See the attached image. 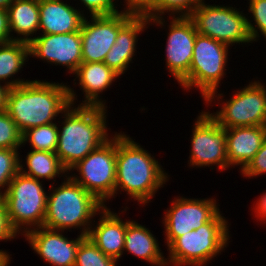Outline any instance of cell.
<instances>
[{"label":"cell","mask_w":266,"mask_h":266,"mask_svg":"<svg viewBox=\"0 0 266 266\" xmlns=\"http://www.w3.org/2000/svg\"><path fill=\"white\" fill-rule=\"evenodd\" d=\"M29 43L13 40L0 44V82L10 88L20 86L30 80L16 78V75L29 60ZM13 77V78H12ZM11 80H10V79ZM13 79V80H12Z\"/></svg>","instance_id":"cb8c5ba5"},{"label":"cell","mask_w":266,"mask_h":266,"mask_svg":"<svg viewBox=\"0 0 266 266\" xmlns=\"http://www.w3.org/2000/svg\"><path fill=\"white\" fill-rule=\"evenodd\" d=\"M234 92L220 103L221 110L209 115L223 128L266 126V86L255 80Z\"/></svg>","instance_id":"30bf717a"},{"label":"cell","mask_w":266,"mask_h":266,"mask_svg":"<svg viewBox=\"0 0 266 266\" xmlns=\"http://www.w3.org/2000/svg\"><path fill=\"white\" fill-rule=\"evenodd\" d=\"M170 25L166 45V68L179 83L188 73L197 36L196 27L189 16L169 17Z\"/></svg>","instance_id":"9a60e30c"},{"label":"cell","mask_w":266,"mask_h":266,"mask_svg":"<svg viewBox=\"0 0 266 266\" xmlns=\"http://www.w3.org/2000/svg\"><path fill=\"white\" fill-rule=\"evenodd\" d=\"M54 184L49 186L52 192L47 195L43 227L61 231L78 228L87 236L93 217L100 215L105 205L69 175L58 187Z\"/></svg>","instance_id":"277c9868"},{"label":"cell","mask_w":266,"mask_h":266,"mask_svg":"<svg viewBox=\"0 0 266 266\" xmlns=\"http://www.w3.org/2000/svg\"><path fill=\"white\" fill-rule=\"evenodd\" d=\"M42 185V181L19 171L1 196L10 225L18 235L44 225L48 192Z\"/></svg>","instance_id":"52a82bcc"},{"label":"cell","mask_w":266,"mask_h":266,"mask_svg":"<svg viewBox=\"0 0 266 266\" xmlns=\"http://www.w3.org/2000/svg\"><path fill=\"white\" fill-rule=\"evenodd\" d=\"M169 175L148 151L125 133H116V182L114 198L120 191L143 206L168 182Z\"/></svg>","instance_id":"7a4b0ae2"},{"label":"cell","mask_w":266,"mask_h":266,"mask_svg":"<svg viewBox=\"0 0 266 266\" xmlns=\"http://www.w3.org/2000/svg\"><path fill=\"white\" fill-rule=\"evenodd\" d=\"M20 161L19 171L29 177L37 180L47 179L56 181V176L64 174V178L70 173L63 167L55 152L32 150L27 152L25 157L26 167ZM67 173V174H66Z\"/></svg>","instance_id":"d4e9b609"},{"label":"cell","mask_w":266,"mask_h":266,"mask_svg":"<svg viewBox=\"0 0 266 266\" xmlns=\"http://www.w3.org/2000/svg\"><path fill=\"white\" fill-rule=\"evenodd\" d=\"M7 11L12 40L30 43L39 31V0H13Z\"/></svg>","instance_id":"603a6c76"},{"label":"cell","mask_w":266,"mask_h":266,"mask_svg":"<svg viewBox=\"0 0 266 266\" xmlns=\"http://www.w3.org/2000/svg\"><path fill=\"white\" fill-rule=\"evenodd\" d=\"M63 232L42 226L29 230L23 236L44 262L52 266H75L79 243L85 236L79 234L76 239L70 240L62 235Z\"/></svg>","instance_id":"2e32d148"},{"label":"cell","mask_w":266,"mask_h":266,"mask_svg":"<svg viewBox=\"0 0 266 266\" xmlns=\"http://www.w3.org/2000/svg\"><path fill=\"white\" fill-rule=\"evenodd\" d=\"M248 12L253 20L247 19V25L252 42L257 41L261 35L266 39V0H248ZM257 28V29H256ZM260 32V33H259Z\"/></svg>","instance_id":"4dcf8cb0"},{"label":"cell","mask_w":266,"mask_h":266,"mask_svg":"<svg viewBox=\"0 0 266 266\" xmlns=\"http://www.w3.org/2000/svg\"><path fill=\"white\" fill-rule=\"evenodd\" d=\"M73 106V107H72ZM70 105L62 114L63 127L58 128L56 155L63 167L70 169L110 136L106 107Z\"/></svg>","instance_id":"3957f363"},{"label":"cell","mask_w":266,"mask_h":266,"mask_svg":"<svg viewBox=\"0 0 266 266\" xmlns=\"http://www.w3.org/2000/svg\"><path fill=\"white\" fill-rule=\"evenodd\" d=\"M236 7L209 5L202 2L189 16L198 34L211 37L228 46L252 43L247 17Z\"/></svg>","instance_id":"9c48e42d"},{"label":"cell","mask_w":266,"mask_h":266,"mask_svg":"<svg viewBox=\"0 0 266 266\" xmlns=\"http://www.w3.org/2000/svg\"><path fill=\"white\" fill-rule=\"evenodd\" d=\"M228 48L230 46L211 37L197 34L189 73L179 82L180 86L186 91L199 88L206 105L213 100L221 102L223 93L217 90L226 75Z\"/></svg>","instance_id":"8992f818"},{"label":"cell","mask_w":266,"mask_h":266,"mask_svg":"<svg viewBox=\"0 0 266 266\" xmlns=\"http://www.w3.org/2000/svg\"><path fill=\"white\" fill-rule=\"evenodd\" d=\"M59 127L55 122L30 128L22 134L23 145L29 142L33 150L55 152Z\"/></svg>","instance_id":"484cf974"},{"label":"cell","mask_w":266,"mask_h":266,"mask_svg":"<svg viewBox=\"0 0 266 266\" xmlns=\"http://www.w3.org/2000/svg\"><path fill=\"white\" fill-rule=\"evenodd\" d=\"M150 25L147 16H133L118 32L117 38L110 51L106 54L104 63L120 76L133 63L138 35Z\"/></svg>","instance_id":"d6986e66"},{"label":"cell","mask_w":266,"mask_h":266,"mask_svg":"<svg viewBox=\"0 0 266 266\" xmlns=\"http://www.w3.org/2000/svg\"><path fill=\"white\" fill-rule=\"evenodd\" d=\"M126 4L124 10L134 16H147L149 19L155 18V4L156 0H125Z\"/></svg>","instance_id":"d6a6232c"},{"label":"cell","mask_w":266,"mask_h":266,"mask_svg":"<svg viewBox=\"0 0 266 266\" xmlns=\"http://www.w3.org/2000/svg\"><path fill=\"white\" fill-rule=\"evenodd\" d=\"M205 0H156L155 18L149 19L150 25H165L164 14L171 17L190 16L194 9ZM172 13V14H171ZM179 14V15H178ZM163 15V16H162Z\"/></svg>","instance_id":"4316f807"},{"label":"cell","mask_w":266,"mask_h":266,"mask_svg":"<svg viewBox=\"0 0 266 266\" xmlns=\"http://www.w3.org/2000/svg\"><path fill=\"white\" fill-rule=\"evenodd\" d=\"M11 41L13 40L9 29L8 11L0 8V44Z\"/></svg>","instance_id":"d590c367"},{"label":"cell","mask_w":266,"mask_h":266,"mask_svg":"<svg viewBox=\"0 0 266 266\" xmlns=\"http://www.w3.org/2000/svg\"><path fill=\"white\" fill-rule=\"evenodd\" d=\"M13 2V0H0V8L1 9H8L10 4Z\"/></svg>","instance_id":"ab89813d"},{"label":"cell","mask_w":266,"mask_h":266,"mask_svg":"<svg viewBox=\"0 0 266 266\" xmlns=\"http://www.w3.org/2000/svg\"><path fill=\"white\" fill-rule=\"evenodd\" d=\"M240 172L246 178L266 174V138L254 158Z\"/></svg>","instance_id":"1f68e13d"},{"label":"cell","mask_w":266,"mask_h":266,"mask_svg":"<svg viewBox=\"0 0 266 266\" xmlns=\"http://www.w3.org/2000/svg\"><path fill=\"white\" fill-rule=\"evenodd\" d=\"M216 198L190 199L175 197L163 218L167 247L177 238L209 222L218 212Z\"/></svg>","instance_id":"7c38bea8"},{"label":"cell","mask_w":266,"mask_h":266,"mask_svg":"<svg viewBox=\"0 0 266 266\" xmlns=\"http://www.w3.org/2000/svg\"><path fill=\"white\" fill-rule=\"evenodd\" d=\"M11 255H9V253L6 252V250H0V266H10L11 263V259L12 257H10Z\"/></svg>","instance_id":"f35d334b"},{"label":"cell","mask_w":266,"mask_h":266,"mask_svg":"<svg viewBox=\"0 0 266 266\" xmlns=\"http://www.w3.org/2000/svg\"><path fill=\"white\" fill-rule=\"evenodd\" d=\"M19 154L18 149L0 148V197L7 191L10 181L19 172L21 159Z\"/></svg>","instance_id":"f1b7e54d"},{"label":"cell","mask_w":266,"mask_h":266,"mask_svg":"<svg viewBox=\"0 0 266 266\" xmlns=\"http://www.w3.org/2000/svg\"><path fill=\"white\" fill-rule=\"evenodd\" d=\"M197 119V120H196ZM195 119L189 167H218V171L229 168L227 160L226 129L221 127L206 111H202Z\"/></svg>","instance_id":"8fae6325"},{"label":"cell","mask_w":266,"mask_h":266,"mask_svg":"<svg viewBox=\"0 0 266 266\" xmlns=\"http://www.w3.org/2000/svg\"><path fill=\"white\" fill-rule=\"evenodd\" d=\"M98 223L91 225L87 237L107 256L118 261L124 253L127 220L107 206L101 210ZM95 226V227H94Z\"/></svg>","instance_id":"e0dca14e"},{"label":"cell","mask_w":266,"mask_h":266,"mask_svg":"<svg viewBox=\"0 0 266 266\" xmlns=\"http://www.w3.org/2000/svg\"><path fill=\"white\" fill-rule=\"evenodd\" d=\"M82 39L80 31L60 34H40L29 43V57L44 62L66 66L74 74L82 63Z\"/></svg>","instance_id":"5bb4252c"},{"label":"cell","mask_w":266,"mask_h":266,"mask_svg":"<svg viewBox=\"0 0 266 266\" xmlns=\"http://www.w3.org/2000/svg\"><path fill=\"white\" fill-rule=\"evenodd\" d=\"M134 15L119 12L113 15L85 17L80 33L82 39V62H104L106 54L116 41L119 30Z\"/></svg>","instance_id":"4fadbf2b"},{"label":"cell","mask_w":266,"mask_h":266,"mask_svg":"<svg viewBox=\"0 0 266 266\" xmlns=\"http://www.w3.org/2000/svg\"><path fill=\"white\" fill-rule=\"evenodd\" d=\"M117 262L105 255L87 236L80 241L75 266H116Z\"/></svg>","instance_id":"83f0119b"},{"label":"cell","mask_w":266,"mask_h":266,"mask_svg":"<svg viewBox=\"0 0 266 266\" xmlns=\"http://www.w3.org/2000/svg\"><path fill=\"white\" fill-rule=\"evenodd\" d=\"M89 10L90 16L113 15L119 13L116 0H79ZM115 1V2H114Z\"/></svg>","instance_id":"836d02e7"},{"label":"cell","mask_w":266,"mask_h":266,"mask_svg":"<svg viewBox=\"0 0 266 266\" xmlns=\"http://www.w3.org/2000/svg\"><path fill=\"white\" fill-rule=\"evenodd\" d=\"M17 232L10 225L7 209L3 199L0 197V241L15 239Z\"/></svg>","instance_id":"e575fe53"},{"label":"cell","mask_w":266,"mask_h":266,"mask_svg":"<svg viewBox=\"0 0 266 266\" xmlns=\"http://www.w3.org/2000/svg\"><path fill=\"white\" fill-rule=\"evenodd\" d=\"M1 83L3 82H0V113L7 110V96L10 90V87Z\"/></svg>","instance_id":"74e56055"},{"label":"cell","mask_w":266,"mask_h":266,"mask_svg":"<svg viewBox=\"0 0 266 266\" xmlns=\"http://www.w3.org/2000/svg\"><path fill=\"white\" fill-rule=\"evenodd\" d=\"M69 85L33 80L10 88L7 96V112L23 134L26 130L54 123L77 95Z\"/></svg>","instance_id":"6da1fadb"},{"label":"cell","mask_w":266,"mask_h":266,"mask_svg":"<svg viewBox=\"0 0 266 266\" xmlns=\"http://www.w3.org/2000/svg\"><path fill=\"white\" fill-rule=\"evenodd\" d=\"M73 170L79 176L72 173L70 177L106 206L115 190L116 133L70 169Z\"/></svg>","instance_id":"ba28073f"},{"label":"cell","mask_w":266,"mask_h":266,"mask_svg":"<svg viewBox=\"0 0 266 266\" xmlns=\"http://www.w3.org/2000/svg\"><path fill=\"white\" fill-rule=\"evenodd\" d=\"M225 129L229 168L236 165L240 166V170H242L261 148L266 138V126H242Z\"/></svg>","instance_id":"ffe728a7"},{"label":"cell","mask_w":266,"mask_h":266,"mask_svg":"<svg viewBox=\"0 0 266 266\" xmlns=\"http://www.w3.org/2000/svg\"><path fill=\"white\" fill-rule=\"evenodd\" d=\"M228 221L219 211L209 222L197 230L177 237L167 248V265L206 266L230 242Z\"/></svg>","instance_id":"5b68a950"},{"label":"cell","mask_w":266,"mask_h":266,"mask_svg":"<svg viewBox=\"0 0 266 266\" xmlns=\"http://www.w3.org/2000/svg\"><path fill=\"white\" fill-rule=\"evenodd\" d=\"M124 251L154 266H168L158 240L151 231L134 220H127Z\"/></svg>","instance_id":"7402d4cb"},{"label":"cell","mask_w":266,"mask_h":266,"mask_svg":"<svg viewBox=\"0 0 266 266\" xmlns=\"http://www.w3.org/2000/svg\"><path fill=\"white\" fill-rule=\"evenodd\" d=\"M23 146L22 133L7 111L0 113V148L19 149Z\"/></svg>","instance_id":"f546056e"},{"label":"cell","mask_w":266,"mask_h":266,"mask_svg":"<svg viewBox=\"0 0 266 266\" xmlns=\"http://www.w3.org/2000/svg\"><path fill=\"white\" fill-rule=\"evenodd\" d=\"M85 14L63 0H39V32L60 34L80 31Z\"/></svg>","instance_id":"ac0fdd59"},{"label":"cell","mask_w":266,"mask_h":266,"mask_svg":"<svg viewBox=\"0 0 266 266\" xmlns=\"http://www.w3.org/2000/svg\"><path fill=\"white\" fill-rule=\"evenodd\" d=\"M78 78L80 90L84 93V100L78 105L106 107L101 93L110 88L113 82L119 78L113 69L104 62H82L73 74Z\"/></svg>","instance_id":"44dd1931"},{"label":"cell","mask_w":266,"mask_h":266,"mask_svg":"<svg viewBox=\"0 0 266 266\" xmlns=\"http://www.w3.org/2000/svg\"><path fill=\"white\" fill-rule=\"evenodd\" d=\"M258 199L252 210L254 209L255 217L263 222L266 220V192L262 196H259Z\"/></svg>","instance_id":"8d00e7d4"}]
</instances>
